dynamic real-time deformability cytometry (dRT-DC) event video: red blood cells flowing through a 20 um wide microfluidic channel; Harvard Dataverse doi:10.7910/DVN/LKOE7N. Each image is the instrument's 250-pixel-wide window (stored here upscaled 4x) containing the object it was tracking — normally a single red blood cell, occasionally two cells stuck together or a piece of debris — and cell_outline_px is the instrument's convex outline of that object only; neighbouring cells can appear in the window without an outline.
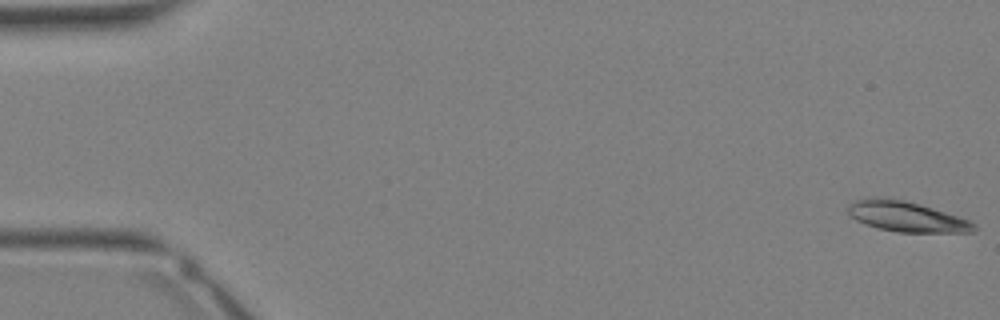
{"species": "Egyptian fruit bat (a non-hibernating species)", "species_latin": "Rousettus aegyptiacus", "temperature_condition": "warm", "stored_images_in_passage": 36, "camera_frame_rate_fps": 3000, "um_per_image_px": 0.085, "animal": {"sex": "female"}, "frame": {"image": 1, "passage_image": 1, "time_ms": 0.0, "image_size_px": [1000, 320], "cell_outline_px": [[976, 232], [896, 232], [876, 228], [856, 220], [848, 216], [848, 204], [856, 200], [868, 196], [884, 196], [904, 200], [920, 204], [968, 220], [976, 224]], "centroid_in_image_um": [76.97, 18.39], "position_along_channel_um": 8.0, "area_um2": 22.48}}
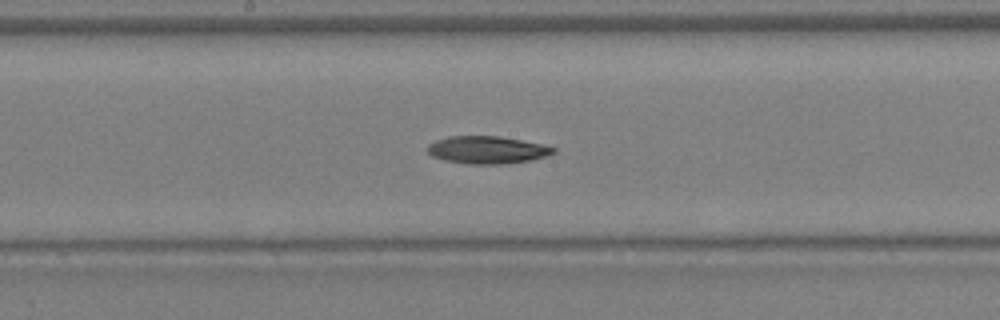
{"frame": {"image": 2, "passage_image": 19, "time_ms": 6.0, "image_size_px": [1000, 320], "cell_outline_px": [[556, 152], [548, 156], [528, 160], [500, 164], [472, 164], [444, 160], [432, 156], [428, 152], [428, 144], [436, 140], [448, 136], [500, 136], [540, 144], [556, 148]], "centroid_in_image_um": [41.4, 12.73], "position_along_channel_um": 206.8, "area_um2": 20.0}}
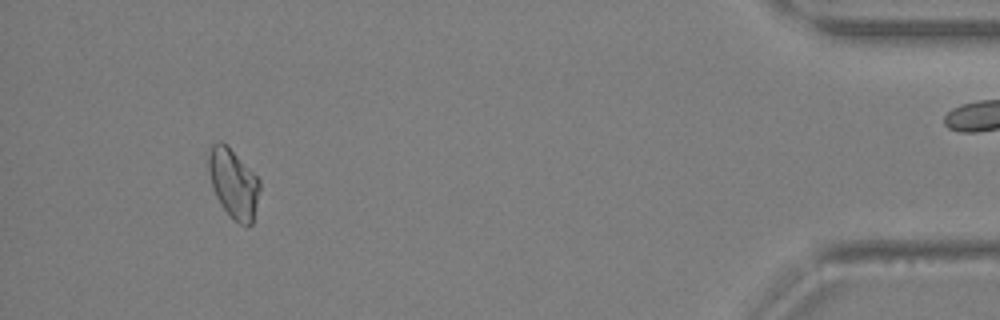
{"frame": {"image": 3, "passage_image": 33, "time_ms": 10.667, "image_size_px": [1000, 320], "cell_outline_px": [[260, 188], [252, 224], [240, 224], [224, 208], [216, 196], [212, 188], [204, 152], [216, 140], [220, 140], [260, 180]], "centroid_in_image_um": [19.77, 15.53], "position_along_channel_um": 415.4, "area_um2": 20.4}}